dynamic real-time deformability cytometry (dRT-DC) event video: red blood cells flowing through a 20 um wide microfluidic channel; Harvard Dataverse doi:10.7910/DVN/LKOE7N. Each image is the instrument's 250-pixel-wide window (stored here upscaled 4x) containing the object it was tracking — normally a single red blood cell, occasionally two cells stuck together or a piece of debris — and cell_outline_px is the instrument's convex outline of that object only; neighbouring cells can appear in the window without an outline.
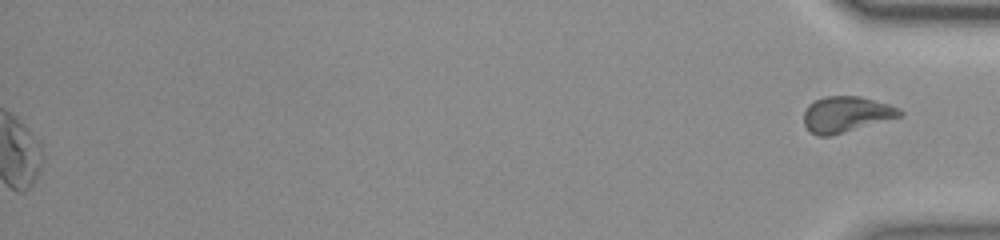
{"species": "common noctule bat (a hibernating species)", "species_latin": "Nyctalus noctula", "temperature_condition": "room temperature", "stored_images_in_passage": 53, "segment_of_instrument_passage": [2, 2], "camera_frame_rate_fps": 3000, "um_per_image_px": 0.085, "animal": {"sex": "female", "body_mass_g": 23.0, "forearm_length_mm": 53.4}, "frame": {"image": 1, "passage_image": 53, "time_ms": 17.333, "image_size_px": [1000, 240], "cell_outline_px": [[904, 116], [832, 136], [820, 136], [812, 132], [804, 124], [804, 112], [808, 104], [824, 96], [860, 96], [888, 104], [900, 108], [904, 112]], "centroid_in_image_um": [71.97, 9.72], "position_along_channel_um": 363.2, "area_um2": 20.23}}